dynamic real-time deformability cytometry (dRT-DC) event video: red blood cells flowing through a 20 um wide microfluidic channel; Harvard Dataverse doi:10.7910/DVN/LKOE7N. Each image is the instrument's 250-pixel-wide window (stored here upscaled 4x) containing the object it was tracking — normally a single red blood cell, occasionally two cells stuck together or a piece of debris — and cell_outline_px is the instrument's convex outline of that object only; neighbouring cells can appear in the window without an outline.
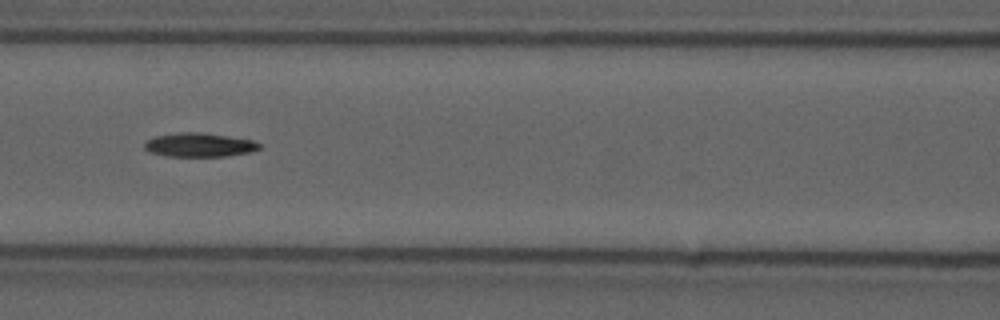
{"species": "common noctule bat (a hibernating species)", "species_latin": "Nyctalus noctula", "temperature_condition": "cold", "stored_images_in_passage": 14, "camera_frame_rate_fps": 3000, "um_per_image_px": 0.085, "animal": {"sex": "male", "forearm_length_mm": 52.5}, "frame": {"image": 1, "passage_image": 5, "time_ms": 1.333, "image_size_px": [1000, 320], "cell_outline_px": [[264, 144], [260, 148], [252, 152], [224, 156], [164, 156], [148, 152], [144, 148], [144, 144], [148, 140], [156, 136], [180, 132], [200, 132], [228, 136], [252, 140]], "centroid_in_image_um": [16.96, 12.32], "position_along_channel_um": 149.6, "area_um2": 16.07}}
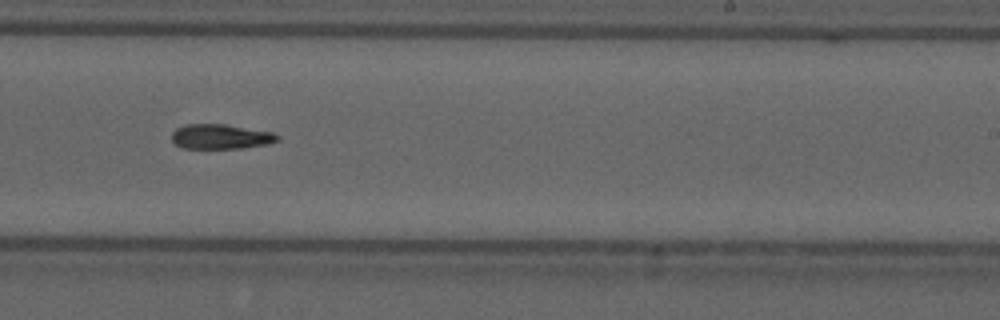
{"frame": {"image": 2, "passage_image": 8, "time_ms": 2.333, "image_size_px": [1000, 320], "cell_outline_px": [[280, 140], [268, 144], [240, 148], [180, 148], [172, 140], [172, 132], [176, 128], [184, 124], [224, 124], [272, 132], [280, 136]], "centroid_in_image_um": [18.75, 11.61], "position_along_channel_um": 270.2, "area_um2": 15.32}}
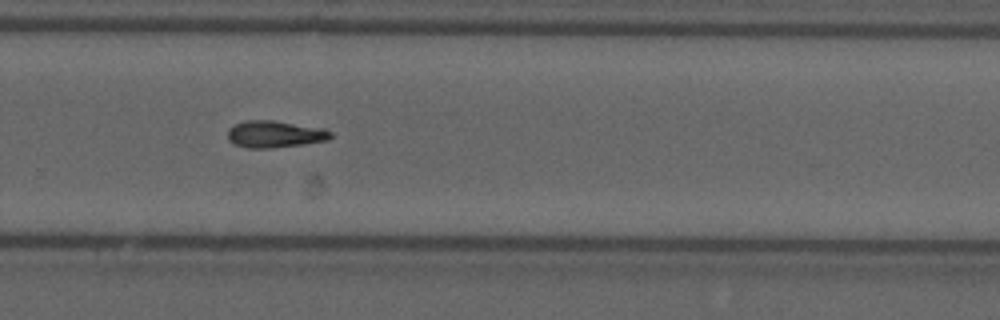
{"frame": {"image": 3, "passage_image": 9, "time_ms": 2.667, "image_size_px": [1000, 320], "cell_outline_px": [[332, 136], [328, 140], [304, 144], [272, 148], [248, 148], [236, 144], [228, 140], [228, 128], [232, 124], [244, 120], [272, 120], [324, 128], [332, 132]], "centroid_in_image_um": [23.34, 11.39], "position_along_channel_um": 306.5, "area_um2": 16.3}}